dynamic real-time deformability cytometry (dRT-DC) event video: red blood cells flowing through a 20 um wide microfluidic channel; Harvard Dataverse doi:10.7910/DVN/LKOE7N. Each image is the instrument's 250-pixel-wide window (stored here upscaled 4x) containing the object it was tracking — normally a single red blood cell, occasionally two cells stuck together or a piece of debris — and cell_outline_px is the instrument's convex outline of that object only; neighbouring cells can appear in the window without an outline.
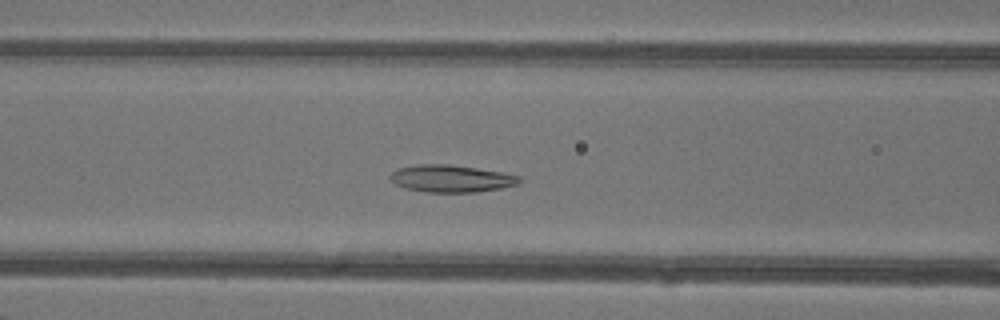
{"species": "common noctule bat (a hibernating species)", "species_latin": "Nyctalus noctula", "temperature_condition": "warm", "stored_images_in_passage": 36, "camera_frame_rate_fps": 3000, "um_per_image_px": 0.085, "animal": {"sex": "female"}, "frame": {"image": 1, "passage_image": 9, "time_ms": 2.667, "image_size_px": [1000, 320], "cell_outline_px": [[520, 180], [516, 184], [500, 188], [476, 192], [424, 192], [404, 188], [396, 184], [388, 176], [396, 168], [416, 164], [448, 164], [476, 168], [500, 172], [520, 176]], "centroid_in_image_um": [38.28, 15.17], "position_along_channel_um": 128.3, "area_um2": 20.4}}
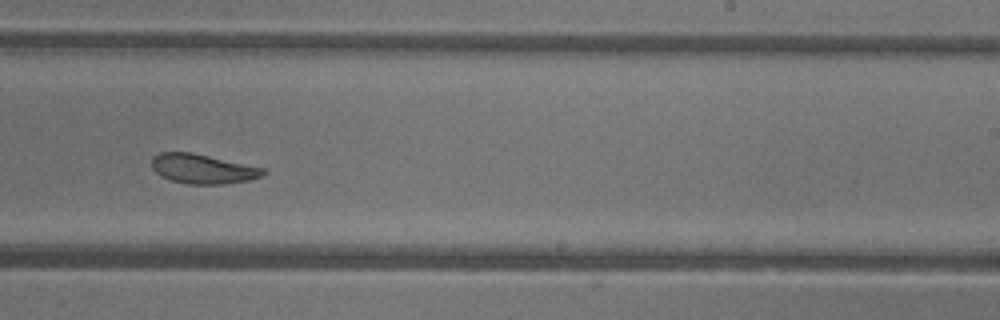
{"frame": {"image": 2, "passage_image": 19, "time_ms": 6.0, "image_size_px": [1000, 320], "cell_outline_px": [[268, 172], [260, 176], [248, 180], [224, 184], [188, 184], [172, 180], [160, 176], [152, 168], [152, 156], [160, 152], [192, 152], [264, 168]], "centroid_in_image_um": [17.21, 14.35], "position_along_channel_um": 271.8, "area_um2": 19.13}}
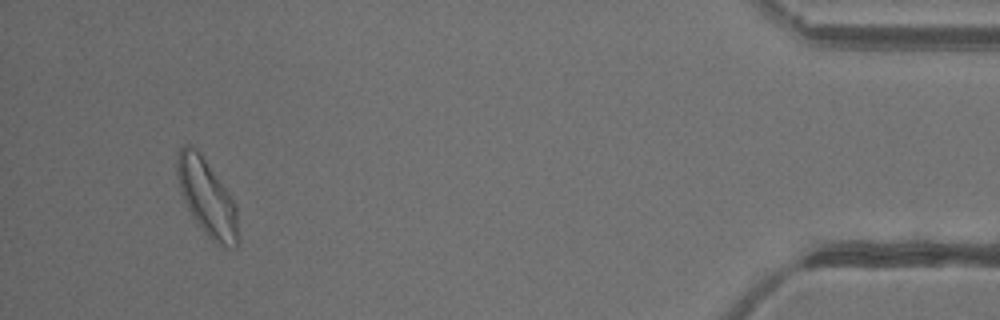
{"frame": {"image": 3, "passage_image": 34, "time_ms": 11.0, "image_size_px": [1000, 320], "cell_outline_px": [[240, 240], [236, 248], [224, 248], [216, 244], [204, 232], [192, 216], [184, 200], [180, 188], [176, 172], [176, 160], [180, 148], [184, 144], [192, 144], [200, 152], [228, 192], [236, 204], [240, 236]], "centroid_in_image_um": [17.62, 16.83], "position_along_channel_um": 417.6, "area_um2": 27.51}, "authors_computed_cell_mechanics": {"area_um2": 20.3167, "velocity_mm_per_s": 4.3132, "shape_relaxation_time_tau1_ms": 5.6762, "shape_relaxation_time_tau2_ms": 4.1151, "deformation_change_tau1": 0.1751, "deformation_change_tau2": 0.1104}}